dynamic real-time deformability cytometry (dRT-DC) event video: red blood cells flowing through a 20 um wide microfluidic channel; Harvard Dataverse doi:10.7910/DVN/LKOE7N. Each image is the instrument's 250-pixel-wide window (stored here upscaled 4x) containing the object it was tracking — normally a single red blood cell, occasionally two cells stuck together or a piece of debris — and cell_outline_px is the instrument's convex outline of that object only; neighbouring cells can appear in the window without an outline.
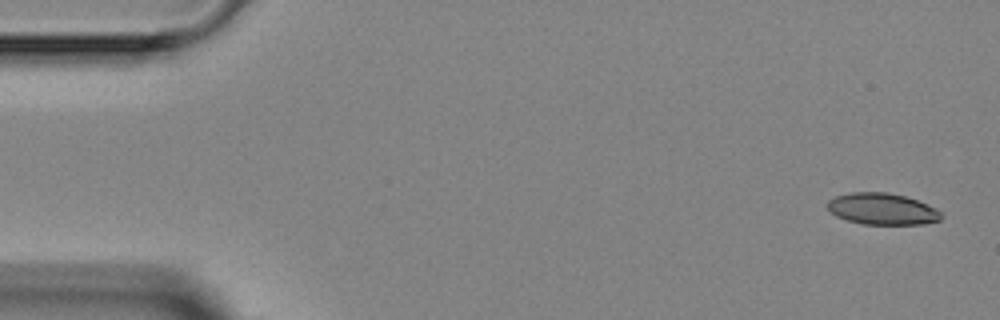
{"species": "Egyptian fruit bat (a non-hibernating species)", "species_latin": "Rousettus aegyptiacus", "temperature_condition": "room temperature", "stored_images_in_passage": 5, "camera_frame_rate_fps": 3000, "um_per_image_px": 0.085, "animal": {"sex": "female"}, "frame": {"image": 1, "passage_image": 1, "time_ms": 0.0, "image_size_px": [1000, 320], "cell_outline_px": [[944, 216], [940, 220], [924, 224], [864, 224], [848, 220], [836, 216], [828, 208], [828, 200], [836, 196], [852, 192], [888, 192], [904, 196], [916, 200], [936, 208]], "centroid_in_image_um": [75.01, 17.76], "position_along_channel_um": 10.0, "area_um2": 20.75}}
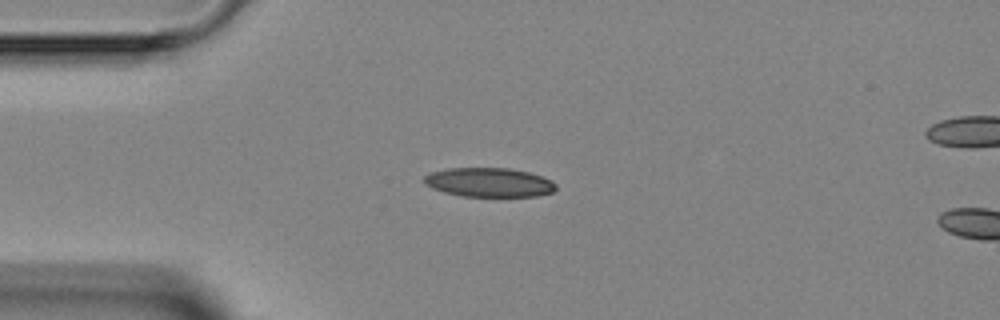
{"frame": {"image": 2, "passage_image": 4, "time_ms": 3.333, "image_size_px": [1000, 320], "cell_outline_px": [[556, 188], [552, 192], [536, 196], [464, 196], [444, 192], [432, 188], [424, 184], [424, 176], [432, 172], [448, 168], [508, 168], [528, 172], [552, 180], [556, 184]], "centroid_in_image_um": [41.56, 15.5], "position_along_channel_um": 43.4, "area_um2": 22.25}}